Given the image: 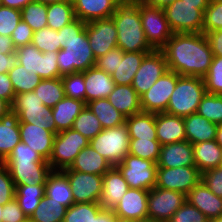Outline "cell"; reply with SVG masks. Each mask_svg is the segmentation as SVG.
<instances>
[{"label":"cell","instance_id":"bcb514c9","mask_svg":"<svg viewBox=\"0 0 222 222\" xmlns=\"http://www.w3.org/2000/svg\"><path fill=\"white\" fill-rule=\"evenodd\" d=\"M102 209L100 203H74L67 208L63 222H93Z\"/></svg>","mask_w":222,"mask_h":222},{"label":"cell","instance_id":"4316f807","mask_svg":"<svg viewBox=\"0 0 222 222\" xmlns=\"http://www.w3.org/2000/svg\"><path fill=\"white\" fill-rule=\"evenodd\" d=\"M113 166L95 151L90 145L82 149L71 166L62 171H77L89 174L104 175Z\"/></svg>","mask_w":222,"mask_h":222},{"label":"cell","instance_id":"44dd1931","mask_svg":"<svg viewBox=\"0 0 222 222\" xmlns=\"http://www.w3.org/2000/svg\"><path fill=\"white\" fill-rule=\"evenodd\" d=\"M21 141L49 160L56 134L31 123H19Z\"/></svg>","mask_w":222,"mask_h":222},{"label":"cell","instance_id":"11e5206c","mask_svg":"<svg viewBox=\"0 0 222 222\" xmlns=\"http://www.w3.org/2000/svg\"><path fill=\"white\" fill-rule=\"evenodd\" d=\"M3 219V205L0 204V222H2Z\"/></svg>","mask_w":222,"mask_h":222},{"label":"cell","instance_id":"836d02e7","mask_svg":"<svg viewBox=\"0 0 222 222\" xmlns=\"http://www.w3.org/2000/svg\"><path fill=\"white\" fill-rule=\"evenodd\" d=\"M147 53L149 52H124L112 74L115 85H132L134 75Z\"/></svg>","mask_w":222,"mask_h":222},{"label":"cell","instance_id":"74e56055","mask_svg":"<svg viewBox=\"0 0 222 222\" xmlns=\"http://www.w3.org/2000/svg\"><path fill=\"white\" fill-rule=\"evenodd\" d=\"M66 211L67 207L44 195L29 220L32 222H63Z\"/></svg>","mask_w":222,"mask_h":222},{"label":"cell","instance_id":"60d3db41","mask_svg":"<svg viewBox=\"0 0 222 222\" xmlns=\"http://www.w3.org/2000/svg\"><path fill=\"white\" fill-rule=\"evenodd\" d=\"M38 98L46 107L53 108L65 97L61 77L53 79H42L34 89Z\"/></svg>","mask_w":222,"mask_h":222},{"label":"cell","instance_id":"9a60e30c","mask_svg":"<svg viewBox=\"0 0 222 222\" xmlns=\"http://www.w3.org/2000/svg\"><path fill=\"white\" fill-rule=\"evenodd\" d=\"M168 70L165 55L162 50H152L147 53L134 75L132 87L141 96Z\"/></svg>","mask_w":222,"mask_h":222},{"label":"cell","instance_id":"9f6ffc18","mask_svg":"<svg viewBox=\"0 0 222 222\" xmlns=\"http://www.w3.org/2000/svg\"><path fill=\"white\" fill-rule=\"evenodd\" d=\"M4 161H46L29 145L20 141Z\"/></svg>","mask_w":222,"mask_h":222},{"label":"cell","instance_id":"e0dca14e","mask_svg":"<svg viewBox=\"0 0 222 222\" xmlns=\"http://www.w3.org/2000/svg\"><path fill=\"white\" fill-rule=\"evenodd\" d=\"M16 186L45 184L52 171L48 161H3Z\"/></svg>","mask_w":222,"mask_h":222},{"label":"cell","instance_id":"f546056e","mask_svg":"<svg viewBox=\"0 0 222 222\" xmlns=\"http://www.w3.org/2000/svg\"><path fill=\"white\" fill-rule=\"evenodd\" d=\"M107 99L125 117L142 111L140 96L136 93L132 85H115Z\"/></svg>","mask_w":222,"mask_h":222},{"label":"cell","instance_id":"8992f818","mask_svg":"<svg viewBox=\"0 0 222 222\" xmlns=\"http://www.w3.org/2000/svg\"><path fill=\"white\" fill-rule=\"evenodd\" d=\"M208 5L175 0L163 10L173 33H202L204 11Z\"/></svg>","mask_w":222,"mask_h":222},{"label":"cell","instance_id":"f1b7e54d","mask_svg":"<svg viewBox=\"0 0 222 222\" xmlns=\"http://www.w3.org/2000/svg\"><path fill=\"white\" fill-rule=\"evenodd\" d=\"M45 195L69 208L74 196L67 175L62 170H52L44 184Z\"/></svg>","mask_w":222,"mask_h":222},{"label":"cell","instance_id":"c3c4849f","mask_svg":"<svg viewBox=\"0 0 222 222\" xmlns=\"http://www.w3.org/2000/svg\"><path fill=\"white\" fill-rule=\"evenodd\" d=\"M65 97L85 102L84 72H76L61 77Z\"/></svg>","mask_w":222,"mask_h":222},{"label":"cell","instance_id":"ba28073f","mask_svg":"<svg viewBox=\"0 0 222 222\" xmlns=\"http://www.w3.org/2000/svg\"><path fill=\"white\" fill-rule=\"evenodd\" d=\"M90 140L74 129L56 134L48 163L52 170H64L71 166L78 153L89 146Z\"/></svg>","mask_w":222,"mask_h":222},{"label":"cell","instance_id":"277c9868","mask_svg":"<svg viewBox=\"0 0 222 222\" xmlns=\"http://www.w3.org/2000/svg\"><path fill=\"white\" fill-rule=\"evenodd\" d=\"M205 94L203 78L180 76L165 113L180 117L197 113L199 103Z\"/></svg>","mask_w":222,"mask_h":222},{"label":"cell","instance_id":"94428289","mask_svg":"<svg viewBox=\"0 0 222 222\" xmlns=\"http://www.w3.org/2000/svg\"><path fill=\"white\" fill-rule=\"evenodd\" d=\"M0 98L12 105L15 91L8 73L0 74Z\"/></svg>","mask_w":222,"mask_h":222},{"label":"cell","instance_id":"5bb4252c","mask_svg":"<svg viewBox=\"0 0 222 222\" xmlns=\"http://www.w3.org/2000/svg\"><path fill=\"white\" fill-rule=\"evenodd\" d=\"M200 181L201 173L196 166L157 168L155 187L187 195Z\"/></svg>","mask_w":222,"mask_h":222},{"label":"cell","instance_id":"d4e9b609","mask_svg":"<svg viewBox=\"0 0 222 222\" xmlns=\"http://www.w3.org/2000/svg\"><path fill=\"white\" fill-rule=\"evenodd\" d=\"M129 189L120 171L113 166L103 175L100 204L103 209H112L119 203Z\"/></svg>","mask_w":222,"mask_h":222},{"label":"cell","instance_id":"7dc6e473","mask_svg":"<svg viewBox=\"0 0 222 222\" xmlns=\"http://www.w3.org/2000/svg\"><path fill=\"white\" fill-rule=\"evenodd\" d=\"M31 44L36 46L42 53L58 52L61 49L59 32L50 27L35 31Z\"/></svg>","mask_w":222,"mask_h":222},{"label":"cell","instance_id":"8d00e7d4","mask_svg":"<svg viewBox=\"0 0 222 222\" xmlns=\"http://www.w3.org/2000/svg\"><path fill=\"white\" fill-rule=\"evenodd\" d=\"M75 19L72 0L47 4V27L58 31Z\"/></svg>","mask_w":222,"mask_h":222},{"label":"cell","instance_id":"ac0fdd59","mask_svg":"<svg viewBox=\"0 0 222 222\" xmlns=\"http://www.w3.org/2000/svg\"><path fill=\"white\" fill-rule=\"evenodd\" d=\"M70 182L74 203H100L103 175L63 171Z\"/></svg>","mask_w":222,"mask_h":222},{"label":"cell","instance_id":"003e7915","mask_svg":"<svg viewBox=\"0 0 222 222\" xmlns=\"http://www.w3.org/2000/svg\"><path fill=\"white\" fill-rule=\"evenodd\" d=\"M34 0H1V5L17 10H22L28 3Z\"/></svg>","mask_w":222,"mask_h":222},{"label":"cell","instance_id":"1f68e13d","mask_svg":"<svg viewBox=\"0 0 222 222\" xmlns=\"http://www.w3.org/2000/svg\"><path fill=\"white\" fill-rule=\"evenodd\" d=\"M86 106L84 101L64 97L53 108L52 114L56 124L57 132L71 129L74 120Z\"/></svg>","mask_w":222,"mask_h":222},{"label":"cell","instance_id":"680465c9","mask_svg":"<svg viewBox=\"0 0 222 222\" xmlns=\"http://www.w3.org/2000/svg\"><path fill=\"white\" fill-rule=\"evenodd\" d=\"M34 31L24 21L20 20L17 27L12 32L11 38L15 48L29 45L32 42Z\"/></svg>","mask_w":222,"mask_h":222},{"label":"cell","instance_id":"03108f58","mask_svg":"<svg viewBox=\"0 0 222 222\" xmlns=\"http://www.w3.org/2000/svg\"><path fill=\"white\" fill-rule=\"evenodd\" d=\"M16 50L12 38L5 35H0V53L10 54Z\"/></svg>","mask_w":222,"mask_h":222},{"label":"cell","instance_id":"f6af8a7d","mask_svg":"<svg viewBox=\"0 0 222 222\" xmlns=\"http://www.w3.org/2000/svg\"><path fill=\"white\" fill-rule=\"evenodd\" d=\"M197 113L214 124L222 125V95L206 92L199 103Z\"/></svg>","mask_w":222,"mask_h":222},{"label":"cell","instance_id":"f907efd6","mask_svg":"<svg viewBox=\"0 0 222 222\" xmlns=\"http://www.w3.org/2000/svg\"><path fill=\"white\" fill-rule=\"evenodd\" d=\"M222 30V2L210 0L204 11L202 33Z\"/></svg>","mask_w":222,"mask_h":222},{"label":"cell","instance_id":"d590c367","mask_svg":"<svg viewBox=\"0 0 222 222\" xmlns=\"http://www.w3.org/2000/svg\"><path fill=\"white\" fill-rule=\"evenodd\" d=\"M86 106L96 115L102 128L118 127L125 123V116L115 109L107 98H100L86 103Z\"/></svg>","mask_w":222,"mask_h":222},{"label":"cell","instance_id":"7bdbcfd3","mask_svg":"<svg viewBox=\"0 0 222 222\" xmlns=\"http://www.w3.org/2000/svg\"><path fill=\"white\" fill-rule=\"evenodd\" d=\"M161 144L157 139L130 138L129 152L142 159L151 160L157 164L160 156Z\"/></svg>","mask_w":222,"mask_h":222},{"label":"cell","instance_id":"91938a15","mask_svg":"<svg viewBox=\"0 0 222 222\" xmlns=\"http://www.w3.org/2000/svg\"><path fill=\"white\" fill-rule=\"evenodd\" d=\"M29 218L19 207L18 202L14 198L12 201L3 205L2 222H25Z\"/></svg>","mask_w":222,"mask_h":222},{"label":"cell","instance_id":"89a4df30","mask_svg":"<svg viewBox=\"0 0 222 222\" xmlns=\"http://www.w3.org/2000/svg\"><path fill=\"white\" fill-rule=\"evenodd\" d=\"M11 109V105L0 98V118Z\"/></svg>","mask_w":222,"mask_h":222},{"label":"cell","instance_id":"be15d7a7","mask_svg":"<svg viewBox=\"0 0 222 222\" xmlns=\"http://www.w3.org/2000/svg\"><path fill=\"white\" fill-rule=\"evenodd\" d=\"M17 63L16 51L10 54L0 53V74L8 73Z\"/></svg>","mask_w":222,"mask_h":222},{"label":"cell","instance_id":"8fae6325","mask_svg":"<svg viewBox=\"0 0 222 222\" xmlns=\"http://www.w3.org/2000/svg\"><path fill=\"white\" fill-rule=\"evenodd\" d=\"M17 61L19 64L37 73L42 79L59 78L57 56L58 52L42 53L36 46L29 44L17 48Z\"/></svg>","mask_w":222,"mask_h":222},{"label":"cell","instance_id":"2a66077c","mask_svg":"<svg viewBox=\"0 0 222 222\" xmlns=\"http://www.w3.org/2000/svg\"><path fill=\"white\" fill-rule=\"evenodd\" d=\"M117 222H126V221H120V220H118ZM135 222H152V221H150V220H144V221H135Z\"/></svg>","mask_w":222,"mask_h":222},{"label":"cell","instance_id":"816d5d0a","mask_svg":"<svg viewBox=\"0 0 222 222\" xmlns=\"http://www.w3.org/2000/svg\"><path fill=\"white\" fill-rule=\"evenodd\" d=\"M21 20V10L0 5V35L11 37Z\"/></svg>","mask_w":222,"mask_h":222},{"label":"cell","instance_id":"d6986e66","mask_svg":"<svg viewBox=\"0 0 222 222\" xmlns=\"http://www.w3.org/2000/svg\"><path fill=\"white\" fill-rule=\"evenodd\" d=\"M148 190L129 188L113 208L118 220L126 222L148 220Z\"/></svg>","mask_w":222,"mask_h":222},{"label":"cell","instance_id":"5b68a950","mask_svg":"<svg viewBox=\"0 0 222 222\" xmlns=\"http://www.w3.org/2000/svg\"><path fill=\"white\" fill-rule=\"evenodd\" d=\"M11 109L19 116V123H31L57 134L52 108L46 107L34 91L15 95Z\"/></svg>","mask_w":222,"mask_h":222},{"label":"cell","instance_id":"cb8c5ba5","mask_svg":"<svg viewBox=\"0 0 222 222\" xmlns=\"http://www.w3.org/2000/svg\"><path fill=\"white\" fill-rule=\"evenodd\" d=\"M121 0H72L77 19L90 22L112 17Z\"/></svg>","mask_w":222,"mask_h":222},{"label":"cell","instance_id":"4dcf8cb0","mask_svg":"<svg viewBox=\"0 0 222 222\" xmlns=\"http://www.w3.org/2000/svg\"><path fill=\"white\" fill-rule=\"evenodd\" d=\"M184 123L186 140L191 144L215 140L218 125L198 113L184 117Z\"/></svg>","mask_w":222,"mask_h":222},{"label":"cell","instance_id":"db71d44e","mask_svg":"<svg viewBox=\"0 0 222 222\" xmlns=\"http://www.w3.org/2000/svg\"><path fill=\"white\" fill-rule=\"evenodd\" d=\"M16 187L8 168L0 163V204L5 205L15 198Z\"/></svg>","mask_w":222,"mask_h":222},{"label":"cell","instance_id":"3957f363","mask_svg":"<svg viewBox=\"0 0 222 222\" xmlns=\"http://www.w3.org/2000/svg\"><path fill=\"white\" fill-rule=\"evenodd\" d=\"M117 29V47L124 52H151L140 18L139 0H121L111 17Z\"/></svg>","mask_w":222,"mask_h":222},{"label":"cell","instance_id":"2644e50d","mask_svg":"<svg viewBox=\"0 0 222 222\" xmlns=\"http://www.w3.org/2000/svg\"><path fill=\"white\" fill-rule=\"evenodd\" d=\"M215 140L222 147V125H218L217 127Z\"/></svg>","mask_w":222,"mask_h":222},{"label":"cell","instance_id":"ee69618b","mask_svg":"<svg viewBox=\"0 0 222 222\" xmlns=\"http://www.w3.org/2000/svg\"><path fill=\"white\" fill-rule=\"evenodd\" d=\"M21 20L34 32L47 27V4L35 1L28 3L21 10Z\"/></svg>","mask_w":222,"mask_h":222},{"label":"cell","instance_id":"ab89813d","mask_svg":"<svg viewBox=\"0 0 222 222\" xmlns=\"http://www.w3.org/2000/svg\"><path fill=\"white\" fill-rule=\"evenodd\" d=\"M15 95L34 91L42 78L37 73H33L21 64L17 63L9 72Z\"/></svg>","mask_w":222,"mask_h":222},{"label":"cell","instance_id":"34e18365","mask_svg":"<svg viewBox=\"0 0 222 222\" xmlns=\"http://www.w3.org/2000/svg\"><path fill=\"white\" fill-rule=\"evenodd\" d=\"M208 222H222V215L213 219L208 220Z\"/></svg>","mask_w":222,"mask_h":222},{"label":"cell","instance_id":"2e32d148","mask_svg":"<svg viewBox=\"0 0 222 222\" xmlns=\"http://www.w3.org/2000/svg\"><path fill=\"white\" fill-rule=\"evenodd\" d=\"M85 29L95 59L117 48V29L111 17L87 22Z\"/></svg>","mask_w":222,"mask_h":222},{"label":"cell","instance_id":"b9f144b4","mask_svg":"<svg viewBox=\"0 0 222 222\" xmlns=\"http://www.w3.org/2000/svg\"><path fill=\"white\" fill-rule=\"evenodd\" d=\"M72 129L81 133L88 140H92L103 130L101 122L87 106L74 120Z\"/></svg>","mask_w":222,"mask_h":222},{"label":"cell","instance_id":"52a82bcc","mask_svg":"<svg viewBox=\"0 0 222 222\" xmlns=\"http://www.w3.org/2000/svg\"><path fill=\"white\" fill-rule=\"evenodd\" d=\"M130 136L127 125L105 128L97 134L89 145L107 159L112 166L121 163L129 152Z\"/></svg>","mask_w":222,"mask_h":222},{"label":"cell","instance_id":"b9fcfbb0","mask_svg":"<svg viewBox=\"0 0 222 222\" xmlns=\"http://www.w3.org/2000/svg\"><path fill=\"white\" fill-rule=\"evenodd\" d=\"M220 167H222V157H221V162H220V165H219Z\"/></svg>","mask_w":222,"mask_h":222},{"label":"cell","instance_id":"603a6c76","mask_svg":"<svg viewBox=\"0 0 222 222\" xmlns=\"http://www.w3.org/2000/svg\"><path fill=\"white\" fill-rule=\"evenodd\" d=\"M186 200L208 220L222 215V197L211 192L202 180L186 195Z\"/></svg>","mask_w":222,"mask_h":222},{"label":"cell","instance_id":"11a10c76","mask_svg":"<svg viewBox=\"0 0 222 222\" xmlns=\"http://www.w3.org/2000/svg\"><path fill=\"white\" fill-rule=\"evenodd\" d=\"M124 51L120 48H114L108 51L104 56L99 57L96 59L95 66L105 71L107 74L112 75L117 65L119 64V58H123Z\"/></svg>","mask_w":222,"mask_h":222},{"label":"cell","instance_id":"6da1fadb","mask_svg":"<svg viewBox=\"0 0 222 222\" xmlns=\"http://www.w3.org/2000/svg\"><path fill=\"white\" fill-rule=\"evenodd\" d=\"M161 50L165 55L168 70L180 76L203 78L213 58L204 33H173Z\"/></svg>","mask_w":222,"mask_h":222},{"label":"cell","instance_id":"ffe728a7","mask_svg":"<svg viewBox=\"0 0 222 222\" xmlns=\"http://www.w3.org/2000/svg\"><path fill=\"white\" fill-rule=\"evenodd\" d=\"M195 166L193 144L184 140L161 146L158 168Z\"/></svg>","mask_w":222,"mask_h":222},{"label":"cell","instance_id":"6125c7cd","mask_svg":"<svg viewBox=\"0 0 222 222\" xmlns=\"http://www.w3.org/2000/svg\"><path fill=\"white\" fill-rule=\"evenodd\" d=\"M213 56L222 57V30H215L205 34Z\"/></svg>","mask_w":222,"mask_h":222},{"label":"cell","instance_id":"a7ac6f4b","mask_svg":"<svg viewBox=\"0 0 222 222\" xmlns=\"http://www.w3.org/2000/svg\"><path fill=\"white\" fill-rule=\"evenodd\" d=\"M147 5L164 9L175 0H139Z\"/></svg>","mask_w":222,"mask_h":222},{"label":"cell","instance_id":"f5cc1de1","mask_svg":"<svg viewBox=\"0 0 222 222\" xmlns=\"http://www.w3.org/2000/svg\"><path fill=\"white\" fill-rule=\"evenodd\" d=\"M168 222H208V219L198 208L186 201Z\"/></svg>","mask_w":222,"mask_h":222},{"label":"cell","instance_id":"d6a6232c","mask_svg":"<svg viewBox=\"0 0 222 222\" xmlns=\"http://www.w3.org/2000/svg\"><path fill=\"white\" fill-rule=\"evenodd\" d=\"M193 154L195 166L199 172H203L217 168L220 165L222 157V147L216 142L203 141L193 144Z\"/></svg>","mask_w":222,"mask_h":222},{"label":"cell","instance_id":"484cf974","mask_svg":"<svg viewBox=\"0 0 222 222\" xmlns=\"http://www.w3.org/2000/svg\"><path fill=\"white\" fill-rule=\"evenodd\" d=\"M85 103L100 98H107L113 91L115 82L112 75L98 69L96 66L84 71Z\"/></svg>","mask_w":222,"mask_h":222},{"label":"cell","instance_id":"9c48e42d","mask_svg":"<svg viewBox=\"0 0 222 222\" xmlns=\"http://www.w3.org/2000/svg\"><path fill=\"white\" fill-rule=\"evenodd\" d=\"M122 174L129 188L151 190L156 185L157 164L128 153L115 166Z\"/></svg>","mask_w":222,"mask_h":222},{"label":"cell","instance_id":"f35d334b","mask_svg":"<svg viewBox=\"0 0 222 222\" xmlns=\"http://www.w3.org/2000/svg\"><path fill=\"white\" fill-rule=\"evenodd\" d=\"M44 184L16 186L15 199L29 218L44 198Z\"/></svg>","mask_w":222,"mask_h":222},{"label":"cell","instance_id":"e7e4bbea","mask_svg":"<svg viewBox=\"0 0 222 222\" xmlns=\"http://www.w3.org/2000/svg\"><path fill=\"white\" fill-rule=\"evenodd\" d=\"M118 218L112 209H102L96 217H93V222H117Z\"/></svg>","mask_w":222,"mask_h":222},{"label":"cell","instance_id":"753ad0ef","mask_svg":"<svg viewBox=\"0 0 222 222\" xmlns=\"http://www.w3.org/2000/svg\"><path fill=\"white\" fill-rule=\"evenodd\" d=\"M35 2H40L43 4H50V3H58V2H62L65 0H34Z\"/></svg>","mask_w":222,"mask_h":222},{"label":"cell","instance_id":"7a4b0ae2","mask_svg":"<svg viewBox=\"0 0 222 222\" xmlns=\"http://www.w3.org/2000/svg\"><path fill=\"white\" fill-rule=\"evenodd\" d=\"M85 28L86 22L76 18L58 30L61 43V49L57 56L60 77L84 72L95 66L96 59L90 48Z\"/></svg>","mask_w":222,"mask_h":222},{"label":"cell","instance_id":"8c879c8a","mask_svg":"<svg viewBox=\"0 0 222 222\" xmlns=\"http://www.w3.org/2000/svg\"><path fill=\"white\" fill-rule=\"evenodd\" d=\"M189 4H209L210 0H182Z\"/></svg>","mask_w":222,"mask_h":222},{"label":"cell","instance_id":"6f0895ef","mask_svg":"<svg viewBox=\"0 0 222 222\" xmlns=\"http://www.w3.org/2000/svg\"><path fill=\"white\" fill-rule=\"evenodd\" d=\"M201 180L216 196L222 197V167L209 169L201 174Z\"/></svg>","mask_w":222,"mask_h":222},{"label":"cell","instance_id":"4fadbf2b","mask_svg":"<svg viewBox=\"0 0 222 222\" xmlns=\"http://www.w3.org/2000/svg\"><path fill=\"white\" fill-rule=\"evenodd\" d=\"M179 77L176 72L167 70L147 92L140 96L142 111L155 114L166 112Z\"/></svg>","mask_w":222,"mask_h":222},{"label":"cell","instance_id":"30bf717a","mask_svg":"<svg viewBox=\"0 0 222 222\" xmlns=\"http://www.w3.org/2000/svg\"><path fill=\"white\" fill-rule=\"evenodd\" d=\"M140 18L149 45L154 50H161L173 35L164 10L140 1Z\"/></svg>","mask_w":222,"mask_h":222},{"label":"cell","instance_id":"e575fe53","mask_svg":"<svg viewBox=\"0 0 222 222\" xmlns=\"http://www.w3.org/2000/svg\"><path fill=\"white\" fill-rule=\"evenodd\" d=\"M130 138L157 139L155 113L139 112L125 118Z\"/></svg>","mask_w":222,"mask_h":222},{"label":"cell","instance_id":"7c38bea8","mask_svg":"<svg viewBox=\"0 0 222 222\" xmlns=\"http://www.w3.org/2000/svg\"><path fill=\"white\" fill-rule=\"evenodd\" d=\"M186 201L181 192L154 187L148 194V220L168 222Z\"/></svg>","mask_w":222,"mask_h":222},{"label":"cell","instance_id":"681fc988","mask_svg":"<svg viewBox=\"0 0 222 222\" xmlns=\"http://www.w3.org/2000/svg\"><path fill=\"white\" fill-rule=\"evenodd\" d=\"M203 80L207 93L222 95V57L213 56Z\"/></svg>","mask_w":222,"mask_h":222},{"label":"cell","instance_id":"83f0119b","mask_svg":"<svg viewBox=\"0 0 222 222\" xmlns=\"http://www.w3.org/2000/svg\"><path fill=\"white\" fill-rule=\"evenodd\" d=\"M20 141L19 116L10 109L0 118V163Z\"/></svg>","mask_w":222,"mask_h":222},{"label":"cell","instance_id":"7402d4cb","mask_svg":"<svg viewBox=\"0 0 222 222\" xmlns=\"http://www.w3.org/2000/svg\"><path fill=\"white\" fill-rule=\"evenodd\" d=\"M157 140L161 146L186 140L184 117L155 114Z\"/></svg>","mask_w":222,"mask_h":222}]
</instances>
